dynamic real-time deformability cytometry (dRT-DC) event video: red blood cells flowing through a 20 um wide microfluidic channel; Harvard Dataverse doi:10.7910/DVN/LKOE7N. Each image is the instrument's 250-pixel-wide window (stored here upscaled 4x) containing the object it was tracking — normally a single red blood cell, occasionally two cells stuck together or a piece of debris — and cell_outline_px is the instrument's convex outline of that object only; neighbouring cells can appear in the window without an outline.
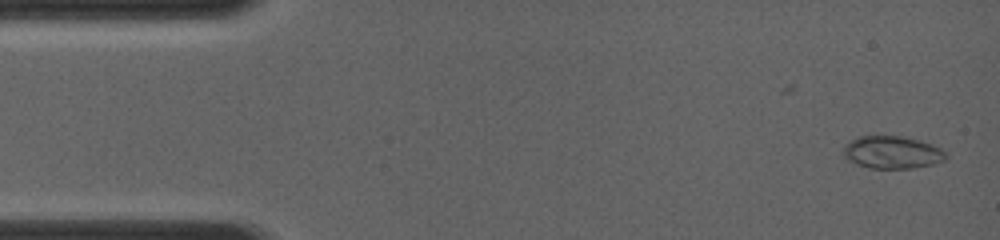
{"species": "common noctule bat (a hibernating species)", "species_latin": "Nyctalus noctula", "temperature_condition": "room temperature", "stored_images_in_passage": 2, "camera_frame_rate_fps": 4000, "um_per_image_px": 0.085, "animal": {"sex": "female", "body_mass_g": 19.0, "forearm_length_mm": 56.7}, "frame": {"image": 1, "passage_image": 2, "time_ms": 1.0, "image_size_px": [1000, 240], "cell_outline_px": [[948, 156], [944, 160], [932, 164], [912, 168], [868, 168], [856, 164], [848, 160], [844, 156], [844, 144], [860, 136], [900, 136], [932, 144], [940, 148]], "centroid_in_image_um": [75.81, 12.95], "position_along_channel_um": 9.2, "area_um2": 19.25}}